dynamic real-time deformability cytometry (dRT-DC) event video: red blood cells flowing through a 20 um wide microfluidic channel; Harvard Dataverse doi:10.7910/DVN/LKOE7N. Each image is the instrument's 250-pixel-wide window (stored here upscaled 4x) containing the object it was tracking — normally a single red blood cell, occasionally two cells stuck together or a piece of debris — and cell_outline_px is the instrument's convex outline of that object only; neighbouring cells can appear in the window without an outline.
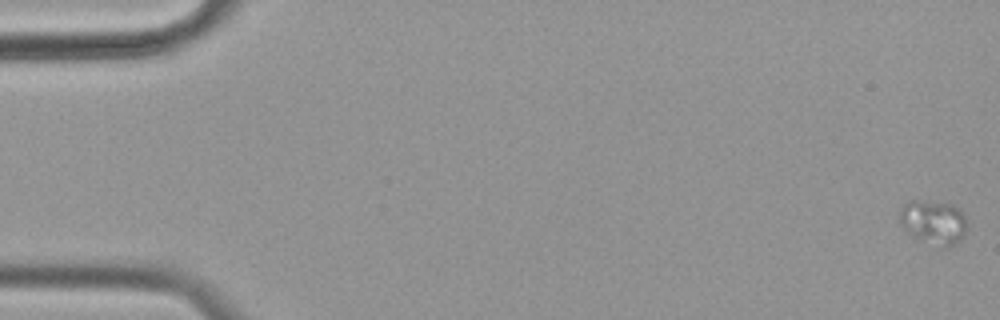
{"species": "common noctule bat (a hibernating species)", "species_latin": "Nyctalus noctula", "temperature_condition": "cold", "stored_images_in_passage": 8, "camera_frame_rate_fps": 3000, "um_per_image_px": 0.085, "animal": {"sex": "female", "body_mass_g": 19.9}, "frame": {"image": 1, "passage_image": 1, "time_ms": 0.0, "image_size_px": [1000, 320], "cell_outline_px": [[964, 236], [956, 244], [948, 248], [944, 248], [916, 236], [904, 228], [900, 224], [900, 212], [904, 204], [912, 200], [920, 200], [952, 204], [960, 208], [964, 216]], "centroid_in_image_um": [79.37, 18.86], "position_along_channel_um": 5.6, "area_um2": 16.88}}